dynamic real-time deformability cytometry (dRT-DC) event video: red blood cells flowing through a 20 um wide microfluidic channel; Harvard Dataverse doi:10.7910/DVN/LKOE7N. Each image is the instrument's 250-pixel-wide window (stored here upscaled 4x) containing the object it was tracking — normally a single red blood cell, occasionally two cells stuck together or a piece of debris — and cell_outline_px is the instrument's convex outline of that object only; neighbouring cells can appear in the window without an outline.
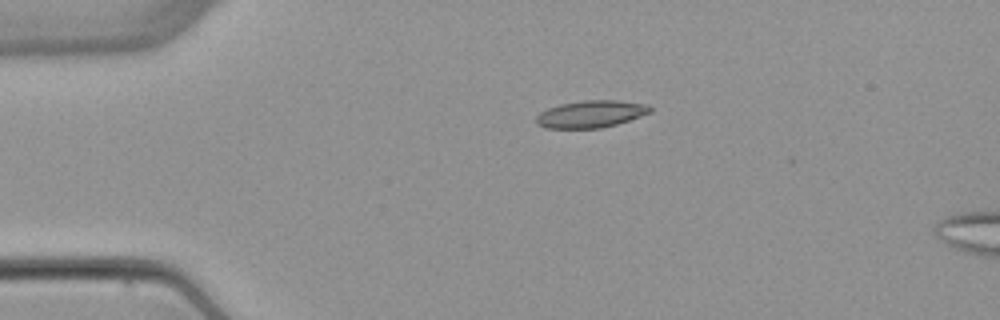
{"species": "common noctule bat (a hibernating species)", "species_latin": "Nyctalus noctula", "temperature_condition": "warm", "stored_images_in_passage": 6, "camera_frame_rate_fps": 3000, "um_per_image_px": 0.085, "animal": {"sex": "female", "body_mass_g": 22.7, "forearm_length_mm": 54.2}, "frame": {"image": 1, "passage_image": 6, "time_ms": 8.0, "image_size_px": [1000, 320], "cell_outline_px": [[652, 112], [616, 124], [600, 128], [544, 128], [536, 124], [536, 116], [540, 112], [548, 108], [560, 104], [584, 100], [616, 100], [648, 104], [652, 108]], "centroid_in_image_um": [50.21, 9.69], "position_along_channel_um": 34.8, "area_um2": 18.03}}